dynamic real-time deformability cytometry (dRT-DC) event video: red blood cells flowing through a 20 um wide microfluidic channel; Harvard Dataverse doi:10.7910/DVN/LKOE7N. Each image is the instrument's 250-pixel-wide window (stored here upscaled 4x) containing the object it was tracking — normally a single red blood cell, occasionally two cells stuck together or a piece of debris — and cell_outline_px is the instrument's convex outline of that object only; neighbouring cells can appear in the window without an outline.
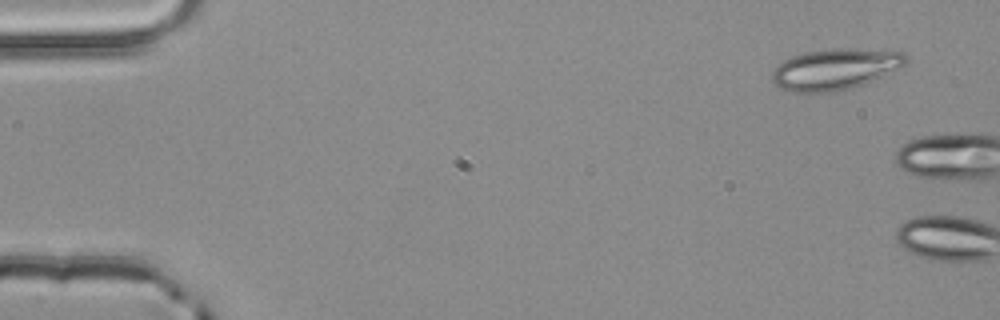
{"species": "common noctule bat (a hibernating species)", "species_latin": "Nyctalus noctula", "temperature_condition": "room temperature", "stored_images_in_passage": 4, "camera_frame_rate_fps": 3000, "um_per_image_px": 0.085, "animal": {"sex": "male", "body_mass_g": 20.4}, "frame": {"image": 1, "passage_image": 1, "time_ms": 0.0, "image_size_px": [1000, 320], "cell_outline_px": [[908, 64], [900, 68], [864, 84], [852, 88], [832, 92], [792, 92], [780, 88], [772, 84], [772, 72], [784, 60], [792, 56], [804, 52], [836, 48], [840, 48], [904, 52], [908, 56]], "centroid_in_image_um": [71.0, 5.89], "position_along_channel_um": 14.0, "area_um2": 32.02}}